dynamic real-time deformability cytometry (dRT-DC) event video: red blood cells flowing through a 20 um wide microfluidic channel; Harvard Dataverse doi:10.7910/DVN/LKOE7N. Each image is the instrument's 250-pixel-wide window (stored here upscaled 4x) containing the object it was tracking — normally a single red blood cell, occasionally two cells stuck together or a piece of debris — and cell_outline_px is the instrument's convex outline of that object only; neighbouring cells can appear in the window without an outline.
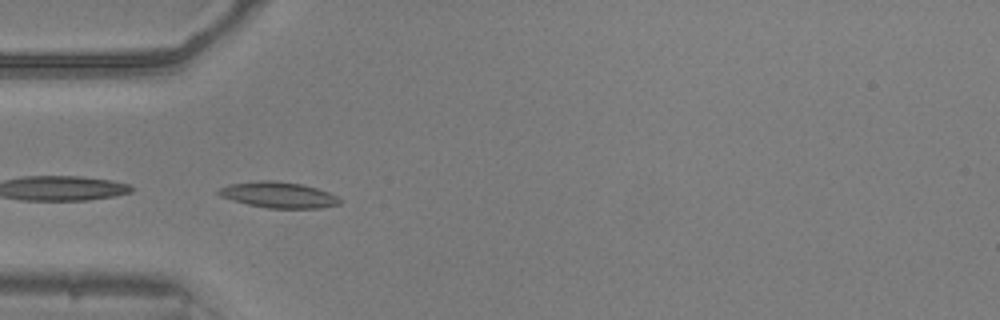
{"species": "common noctule bat (a hibernating species)", "species_latin": "Nyctalus noctula", "temperature_condition": "warm", "stored_images_in_passage": 35, "camera_frame_rate_fps": 3000, "um_per_image_px": 0.085, "animal": {"sex": "male", "body_mass_g": 20.5, "forearm_length_mm": 52.5}, "frame": {"image": 1, "passage_image": 1, "time_ms": 0.0, "image_size_px": [1000, 320], "cell_outline_px": [[344, 200], [340, 204], [320, 208], [268, 208], [248, 204], [220, 196], [216, 192], [220, 188], [228, 184], [264, 180], [272, 180], [300, 184], [316, 188], [340, 196]], "centroid_in_image_um": [23.72, 16.57], "position_along_channel_um": 61.3, "area_um2": 18.26}}
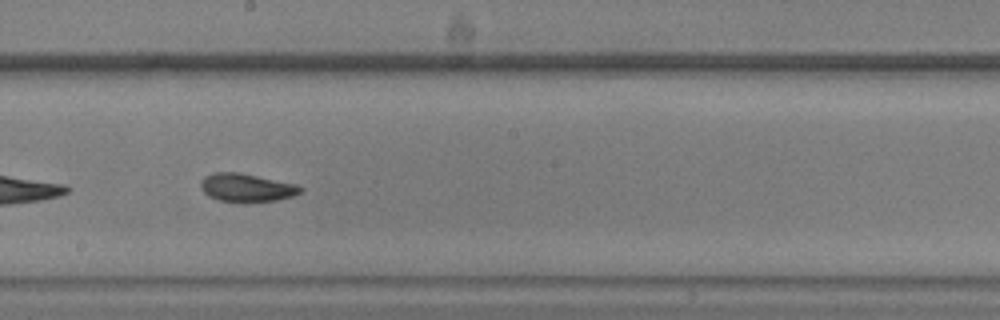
{"frame": {"image": 2, "passage_image": 14, "time_ms": 4.333, "image_size_px": [1000, 320], "cell_outline_px": [[304, 188], [300, 192], [292, 196], [276, 200], [244, 204], [240, 204], [220, 200], [208, 196], [200, 188], [200, 180], [204, 176], [216, 172], [240, 172], [296, 184]], "centroid_in_image_um": [20.92, 15.97], "position_along_channel_um": 227.3, "area_um2": 16.82}}
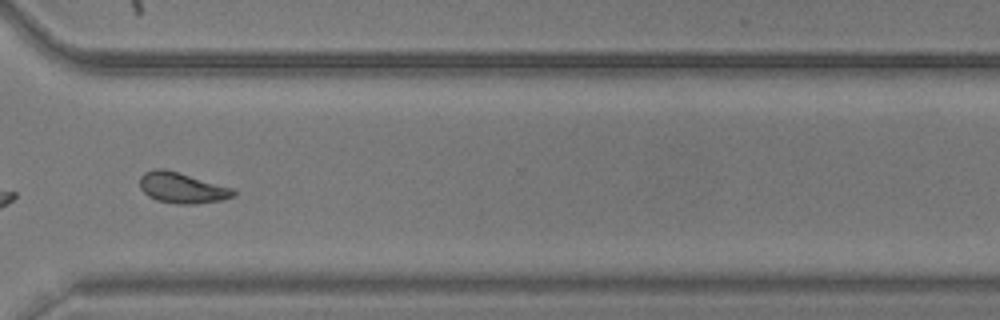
{"frame": {"image": 3, "passage_image": 24, "time_ms": 7.667, "image_size_px": [1000, 320], "cell_outline_px": [[236, 196], [224, 200], [196, 204], [176, 204], [156, 200], [148, 196], [140, 188], [140, 176], [144, 172], [156, 168], [164, 168], [236, 188]], "centroid_in_image_um": [15.52, 15.97], "position_along_channel_um": 355.1, "area_um2": 17.17}, "authors_computed_cell_mechanics": {"area_um2": 16.5886, "velocity_mm_per_s": 3.8577, "shape_relaxation_time_tau1_ms": 6.9442, "shape_relaxation_time_tau2_ms": 2.8844, "deformation_change_tau1": 0.1788, "deformation_change_tau2": 0.0825}}